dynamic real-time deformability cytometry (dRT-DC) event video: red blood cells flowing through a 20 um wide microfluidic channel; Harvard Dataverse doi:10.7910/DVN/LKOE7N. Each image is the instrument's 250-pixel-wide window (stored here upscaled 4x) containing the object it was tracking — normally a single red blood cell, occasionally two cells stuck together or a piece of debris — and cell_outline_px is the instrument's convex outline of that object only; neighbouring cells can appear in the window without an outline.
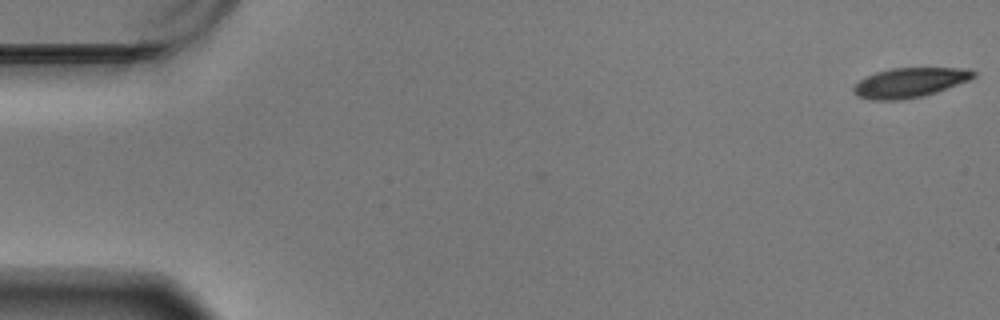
{"species": "Egyptian fruit bat (a non-hibernating species)", "species_latin": "Rousettus aegyptiacus", "temperature_condition": "warm", "stored_images_in_passage": 59, "camera_frame_rate_fps": 3000, "um_per_image_px": 0.085, "animal": {"sex": "male"}, "frame": {"image": 1, "passage_image": 1, "time_ms": 0.0, "image_size_px": [1000, 320], "cell_outline_px": [[976, 76], [968, 80], [936, 92], [924, 96], [900, 100], [872, 100], [856, 96], [852, 92], [852, 88], [864, 76], [876, 72], [892, 68], [968, 68], [976, 72]], "centroid_in_image_um": [77.29, 7.02], "position_along_channel_um": 7.7, "area_um2": 20.81}}
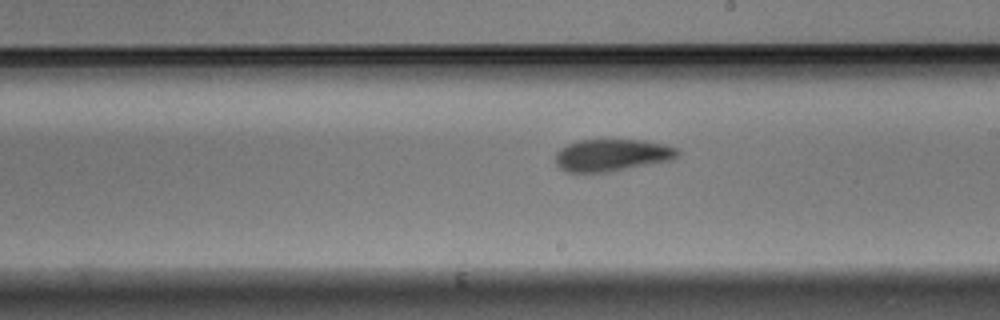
{"frame": {"image": 2, "passage_image": 34, "time_ms": 11.0, "image_size_px": [1000, 320], "cell_outline_px": [[680, 156], [672, 160], [608, 172], [568, 172], [560, 168], [556, 164], [556, 152], [560, 148], [576, 140], [644, 140], [664, 144], [680, 148]], "centroid_in_image_um": [52.06, 13.18], "position_along_channel_um": 236.9, "area_um2": 23.06}}
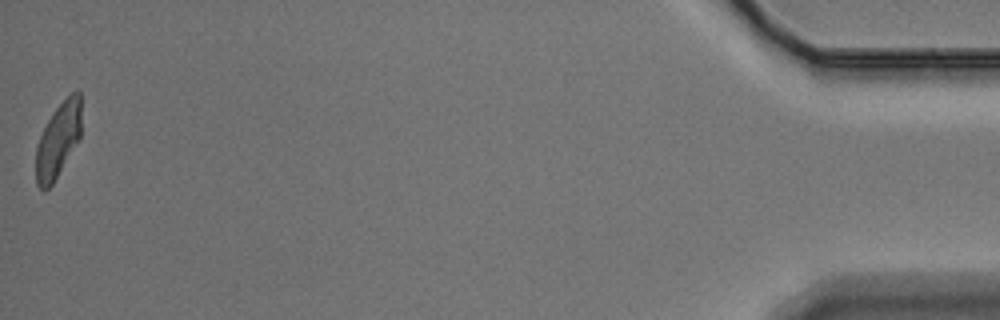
{"frame": {"image": 3, "passage_image": 59, "time_ms": 19.333, "image_size_px": [1000, 320], "cell_outline_px": [[80, 136], [52, 184], [44, 192], [36, 184], [36, 148], [40, 136], [48, 120], [56, 108], [72, 92], [80, 92]], "centroid_in_image_um": [4.91, 11.94], "position_along_channel_um": 430.3, "area_um2": 19.13}, "authors_computed_cell_mechanics": {"area_um2": 22.253, "velocity_mm_per_s": 3.4438, "shape_relaxation_time_tau1_ms": 6.8241, "shape_relaxation_time_tau2_ms": 5.5801, "deformation_change_tau1": 0.1742, "deformation_change_tau2": 0.1351}}